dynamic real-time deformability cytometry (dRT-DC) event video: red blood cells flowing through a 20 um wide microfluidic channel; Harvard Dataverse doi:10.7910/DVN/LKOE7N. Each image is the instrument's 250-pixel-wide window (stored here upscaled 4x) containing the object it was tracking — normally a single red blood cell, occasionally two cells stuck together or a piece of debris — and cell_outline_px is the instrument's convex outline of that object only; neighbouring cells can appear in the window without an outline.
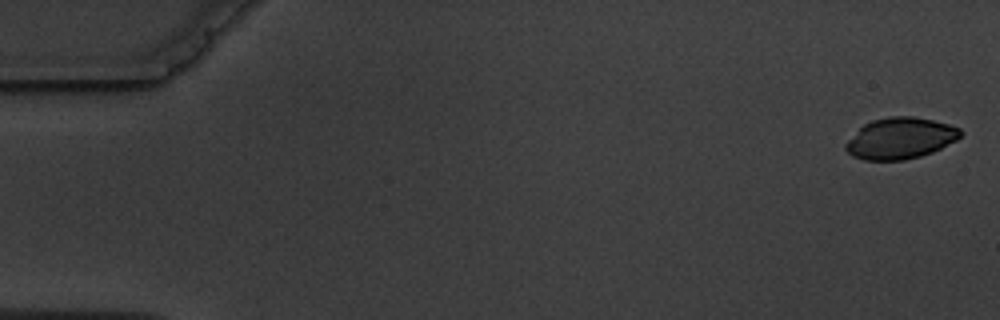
{"species": "common noctule bat (a hibernating species)", "species_latin": "Nyctalus noctula", "temperature_condition": "warm", "stored_images_in_passage": 6, "camera_frame_rate_fps": 3000, "um_per_image_px": 0.085, "animal": {"sex": "male", "body_mass_g": 19.5, "forearm_length_mm": 54.6}, "frame": {"image": 1, "passage_image": 1, "time_ms": 0.0, "image_size_px": [1000, 320], "cell_outline_px": [[964, 132], [956, 140], [932, 152], [920, 156], [904, 160], [864, 160], [852, 156], [844, 148], [844, 144], [864, 124], [872, 120], [888, 116], [912, 116], [932, 120], [948, 124], [960, 128]], "centroid_in_image_um": [76.52, 11.75], "position_along_channel_um": 8.5, "area_um2": 27.51}}
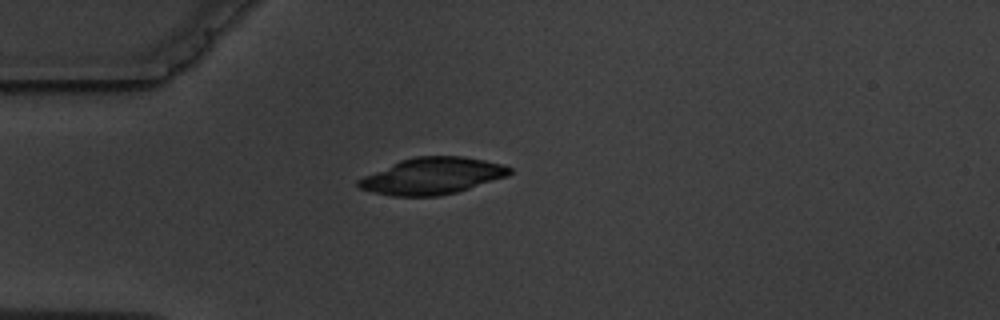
{"frame": {"image": 2, "passage_image": 5, "time_ms": 4.667, "image_size_px": [1000, 320], "cell_outline_px": [[512, 172], [508, 176], [456, 192], [440, 196], [392, 196], [360, 188], [356, 184], [356, 180], [364, 176], [400, 160], [416, 156], [464, 156], [504, 164], [512, 168]], "centroid_in_image_um": [36.77, 14.95], "position_along_channel_um": 48.2, "area_um2": 32.14}}